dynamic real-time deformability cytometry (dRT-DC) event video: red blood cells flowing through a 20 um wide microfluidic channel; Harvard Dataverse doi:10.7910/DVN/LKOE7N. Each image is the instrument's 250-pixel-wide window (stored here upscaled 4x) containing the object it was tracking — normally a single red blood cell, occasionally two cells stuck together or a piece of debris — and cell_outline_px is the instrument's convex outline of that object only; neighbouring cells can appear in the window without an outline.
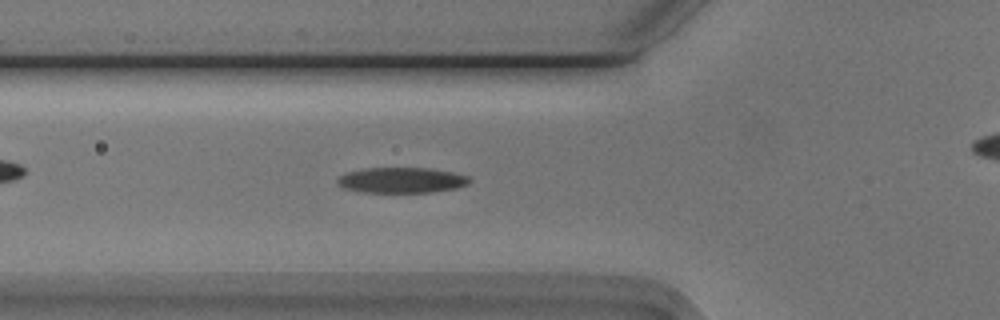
{"species": "Egyptian fruit bat (a non-hibernating species)", "species_latin": "Rousettus aegyptiacus", "temperature_condition": "cold", "stored_images_in_passage": 41, "camera_frame_rate_fps": 3000, "um_per_image_px": 0.085, "animal": {"sex": "male"}, "frame": {"image": 1, "passage_image": 12, "time_ms": 3.667, "image_size_px": [1000, 320], "cell_outline_px": [[472, 180], [468, 184], [456, 188], [432, 192], [364, 192], [344, 188], [336, 184], [336, 180], [340, 176], [348, 172], [364, 168], [428, 168], [452, 172], [468, 176]], "centroid_in_image_um": [34.13, 15.31], "position_along_channel_um": 91.7, "area_um2": 19.59}}
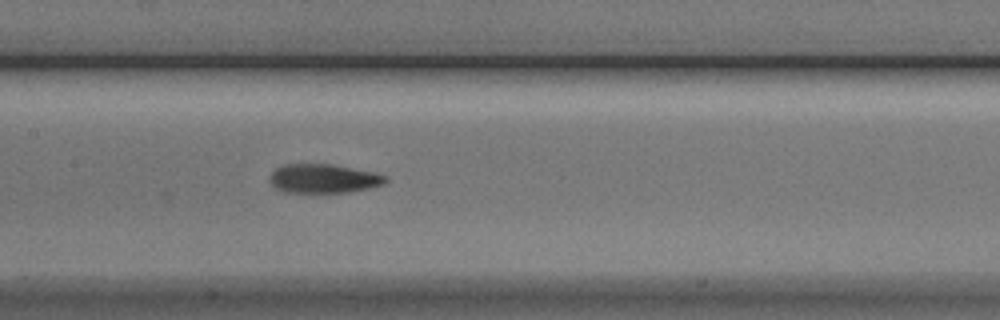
{"frame": {"image": 2, "passage_image": 19, "time_ms": 6.0, "image_size_px": [1000, 320], "cell_outline_px": [[388, 180], [384, 184], [368, 188], [348, 192], [284, 192], [276, 188], [272, 184], [268, 176], [276, 168], [284, 164], [332, 164], [372, 172], [388, 176]], "centroid_in_image_um": [27.49, 15.17], "position_along_channel_um": 179.9, "area_um2": 19.48}}
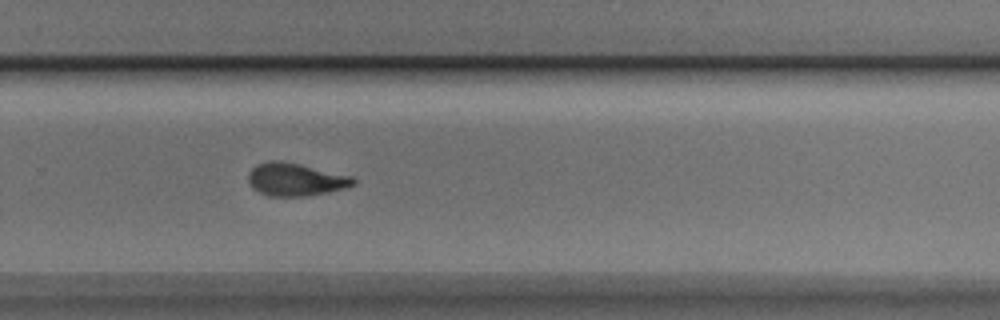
{"frame": {"image": 3, "passage_image": 29, "time_ms": 9.333, "image_size_px": [1000, 320], "cell_outline_px": [[356, 184], [344, 188], [328, 192], [304, 196], [268, 196], [252, 188], [248, 180], [248, 172], [256, 164], [268, 160], [280, 160], [300, 164], [352, 176], [356, 180]], "centroid_in_image_um": [25.09, 15.24], "position_along_channel_um": 304.7, "area_um2": 20.17}, "authors_computed_cell_mechanics": {"area_um2": 19.8832, "velocity_mm_per_s": 3.7573, "shape_relaxation_time_tau1_ms": 3.4666, "shape_relaxation_time_tau2_ms": 2.3007, "deformation_change_tau1": 0.166, "deformation_change_tau2": 0.0964}}